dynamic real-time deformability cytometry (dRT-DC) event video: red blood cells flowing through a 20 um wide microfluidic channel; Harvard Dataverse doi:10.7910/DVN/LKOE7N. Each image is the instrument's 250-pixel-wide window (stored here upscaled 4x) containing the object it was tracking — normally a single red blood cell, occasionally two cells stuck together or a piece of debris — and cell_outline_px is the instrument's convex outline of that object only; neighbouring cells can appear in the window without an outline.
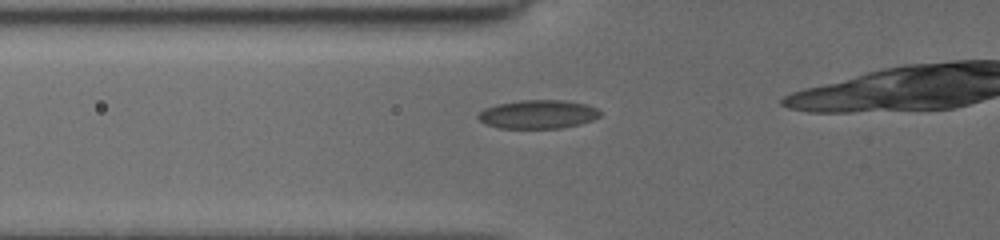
{"species": "common noctule bat (a hibernating species)", "species_latin": "Nyctalus noctula", "temperature_condition": "cold", "stored_images_in_passage": 15, "camera_frame_rate_fps": 3000, "um_per_image_px": 0.085, "animal": {"sex": "female", "body_mass_g": 19.5, "forearm_length_mm": 54.1}, "frame": {"image": 1, "passage_image": 11, "time_ms": 4.333, "image_size_px": [1000, 240], "cell_outline_px": [[600, 116], [592, 120], [580, 124], [560, 128], [500, 128], [488, 124], [480, 120], [476, 116], [484, 108], [496, 104], [520, 100], [564, 100], [588, 104], [596, 108], [600, 112]], "centroid_in_image_um": [45.74, 9.7], "position_along_channel_um": 80.1, "area_um2": 20.35}}
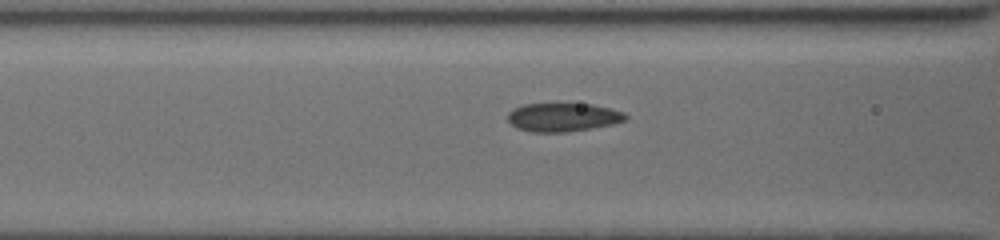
{"frame": {"image": 2, "passage_image": 14, "time_ms": 5.333, "image_size_px": [1000, 240], "cell_outline_px": [[628, 116], [624, 120], [612, 124], [564, 132], [532, 132], [516, 128], [508, 120], [508, 112], [512, 108], [524, 104], [556, 100], [592, 104], [624, 112]], "centroid_in_image_um": [47.78, 9.9], "position_along_channel_um": 118.8, "area_um2": 20.35}}